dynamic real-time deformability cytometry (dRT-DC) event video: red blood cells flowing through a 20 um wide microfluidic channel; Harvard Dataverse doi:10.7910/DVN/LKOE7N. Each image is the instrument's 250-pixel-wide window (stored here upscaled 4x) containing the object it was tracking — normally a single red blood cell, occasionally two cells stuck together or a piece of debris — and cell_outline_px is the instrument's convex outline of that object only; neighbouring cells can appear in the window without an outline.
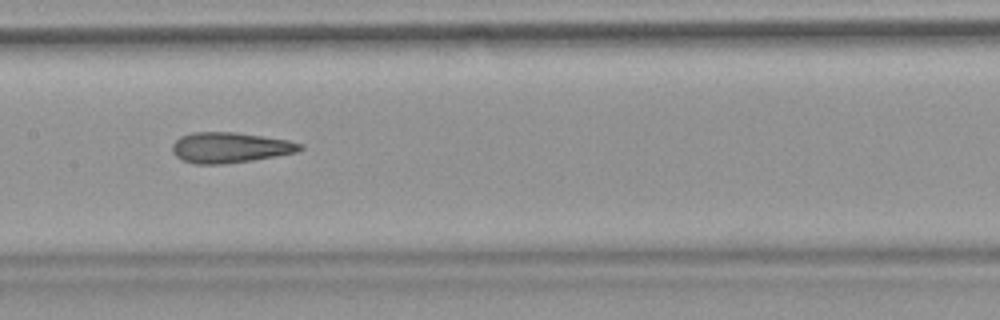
{"species": "common noctule bat (a hibernating species)", "species_latin": "Nyctalus noctula", "temperature_condition": "warm", "stored_images_in_passage": 47, "camera_frame_rate_fps": 3000, "um_per_image_px": 0.085, "animal": {"sex": "female", "body_mass_g": 18.4}, "frame": {"image": 1, "passage_image": 21, "time_ms": 6.667, "image_size_px": [1000, 320], "cell_outline_px": [[304, 148], [300, 152], [252, 160], [224, 164], [196, 164], [184, 160], [176, 156], [172, 152], [172, 144], [180, 136], [192, 132], [236, 132], [264, 136], [288, 140], [304, 144]], "centroid_in_image_um": [19.58, 12.53], "position_along_channel_um": 187.8, "area_um2": 22.89}, "authors_computed_cell_mechanics": {"area_um2": 22.8888, "velocity_mm_per_s": 3.8585, "shape_relaxation_time_tau1_ms": null, "shape_relaxation_time_tau2_ms": 3.4737, "deformation_change_tau1": null, "deformation_change_tau2": 0.1527}}